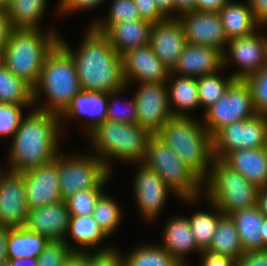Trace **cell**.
Segmentation results:
<instances>
[{
    "label": "cell",
    "mask_w": 267,
    "mask_h": 266,
    "mask_svg": "<svg viewBox=\"0 0 267 266\" xmlns=\"http://www.w3.org/2000/svg\"><path fill=\"white\" fill-rule=\"evenodd\" d=\"M59 44L72 56L83 91L108 93L127 86L123 58L103 33L89 25L76 52L61 37Z\"/></svg>",
    "instance_id": "obj_1"
},
{
    "label": "cell",
    "mask_w": 267,
    "mask_h": 266,
    "mask_svg": "<svg viewBox=\"0 0 267 266\" xmlns=\"http://www.w3.org/2000/svg\"><path fill=\"white\" fill-rule=\"evenodd\" d=\"M12 138L7 171L22 173L50 163L59 152L60 116L31 107Z\"/></svg>",
    "instance_id": "obj_2"
},
{
    "label": "cell",
    "mask_w": 267,
    "mask_h": 266,
    "mask_svg": "<svg viewBox=\"0 0 267 266\" xmlns=\"http://www.w3.org/2000/svg\"><path fill=\"white\" fill-rule=\"evenodd\" d=\"M180 157L202 181L210 171L213 160L212 136L200 119L172 116L155 133Z\"/></svg>",
    "instance_id": "obj_3"
},
{
    "label": "cell",
    "mask_w": 267,
    "mask_h": 266,
    "mask_svg": "<svg viewBox=\"0 0 267 266\" xmlns=\"http://www.w3.org/2000/svg\"><path fill=\"white\" fill-rule=\"evenodd\" d=\"M81 90L73 58L58 43L46 57L34 87V103L38 106L34 108L60 116ZM41 93L48 99L45 103L38 102ZM36 103H42V106Z\"/></svg>",
    "instance_id": "obj_4"
},
{
    "label": "cell",
    "mask_w": 267,
    "mask_h": 266,
    "mask_svg": "<svg viewBox=\"0 0 267 266\" xmlns=\"http://www.w3.org/2000/svg\"><path fill=\"white\" fill-rule=\"evenodd\" d=\"M59 38L56 30L13 29L0 60L15 76L34 88L43 63Z\"/></svg>",
    "instance_id": "obj_5"
},
{
    "label": "cell",
    "mask_w": 267,
    "mask_h": 266,
    "mask_svg": "<svg viewBox=\"0 0 267 266\" xmlns=\"http://www.w3.org/2000/svg\"><path fill=\"white\" fill-rule=\"evenodd\" d=\"M150 135L147 129L138 124L117 123L106 119L88 133V138L91 139V148H94L92 153L112 171L109 160L143 163Z\"/></svg>",
    "instance_id": "obj_6"
},
{
    "label": "cell",
    "mask_w": 267,
    "mask_h": 266,
    "mask_svg": "<svg viewBox=\"0 0 267 266\" xmlns=\"http://www.w3.org/2000/svg\"><path fill=\"white\" fill-rule=\"evenodd\" d=\"M203 186L206 200L224 216L257 205L259 188L221 159L213 158Z\"/></svg>",
    "instance_id": "obj_7"
},
{
    "label": "cell",
    "mask_w": 267,
    "mask_h": 266,
    "mask_svg": "<svg viewBox=\"0 0 267 266\" xmlns=\"http://www.w3.org/2000/svg\"><path fill=\"white\" fill-rule=\"evenodd\" d=\"M143 163L155 171L182 201L198 202L203 192V181L156 134L148 138Z\"/></svg>",
    "instance_id": "obj_8"
},
{
    "label": "cell",
    "mask_w": 267,
    "mask_h": 266,
    "mask_svg": "<svg viewBox=\"0 0 267 266\" xmlns=\"http://www.w3.org/2000/svg\"><path fill=\"white\" fill-rule=\"evenodd\" d=\"M54 160L57 162L63 200L77 191L98 188L113 173L92 153L87 156L59 153Z\"/></svg>",
    "instance_id": "obj_9"
},
{
    "label": "cell",
    "mask_w": 267,
    "mask_h": 266,
    "mask_svg": "<svg viewBox=\"0 0 267 266\" xmlns=\"http://www.w3.org/2000/svg\"><path fill=\"white\" fill-rule=\"evenodd\" d=\"M204 111L201 121L211 136L226 125L256 115L250 87L242 79H235L224 95Z\"/></svg>",
    "instance_id": "obj_10"
},
{
    "label": "cell",
    "mask_w": 267,
    "mask_h": 266,
    "mask_svg": "<svg viewBox=\"0 0 267 266\" xmlns=\"http://www.w3.org/2000/svg\"><path fill=\"white\" fill-rule=\"evenodd\" d=\"M267 139V116L256 114L250 119L233 122L212 136L213 158L223 160L238 149L264 148Z\"/></svg>",
    "instance_id": "obj_11"
},
{
    "label": "cell",
    "mask_w": 267,
    "mask_h": 266,
    "mask_svg": "<svg viewBox=\"0 0 267 266\" xmlns=\"http://www.w3.org/2000/svg\"><path fill=\"white\" fill-rule=\"evenodd\" d=\"M134 93L137 124L155 134L173 115L166 82H143Z\"/></svg>",
    "instance_id": "obj_12"
},
{
    "label": "cell",
    "mask_w": 267,
    "mask_h": 266,
    "mask_svg": "<svg viewBox=\"0 0 267 266\" xmlns=\"http://www.w3.org/2000/svg\"><path fill=\"white\" fill-rule=\"evenodd\" d=\"M261 34L256 31L249 36L232 38L228 41L227 48L223 52V67L233 60L240 70L231 74L235 79L244 80L266 66L267 35ZM227 49L229 54L226 52Z\"/></svg>",
    "instance_id": "obj_13"
},
{
    "label": "cell",
    "mask_w": 267,
    "mask_h": 266,
    "mask_svg": "<svg viewBox=\"0 0 267 266\" xmlns=\"http://www.w3.org/2000/svg\"><path fill=\"white\" fill-rule=\"evenodd\" d=\"M139 165L134 179V194L138 211L146 221H154L159 216L163 206L166 203L168 194L175 192L162 180V178L144 163H135Z\"/></svg>",
    "instance_id": "obj_14"
},
{
    "label": "cell",
    "mask_w": 267,
    "mask_h": 266,
    "mask_svg": "<svg viewBox=\"0 0 267 266\" xmlns=\"http://www.w3.org/2000/svg\"><path fill=\"white\" fill-rule=\"evenodd\" d=\"M28 211L23 174L0 169V227L25 226Z\"/></svg>",
    "instance_id": "obj_15"
},
{
    "label": "cell",
    "mask_w": 267,
    "mask_h": 266,
    "mask_svg": "<svg viewBox=\"0 0 267 266\" xmlns=\"http://www.w3.org/2000/svg\"><path fill=\"white\" fill-rule=\"evenodd\" d=\"M28 209L64 201L55 160L22 172Z\"/></svg>",
    "instance_id": "obj_16"
},
{
    "label": "cell",
    "mask_w": 267,
    "mask_h": 266,
    "mask_svg": "<svg viewBox=\"0 0 267 266\" xmlns=\"http://www.w3.org/2000/svg\"><path fill=\"white\" fill-rule=\"evenodd\" d=\"M182 24L187 43L225 51L228 38L218 12L191 11L176 17Z\"/></svg>",
    "instance_id": "obj_17"
},
{
    "label": "cell",
    "mask_w": 267,
    "mask_h": 266,
    "mask_svg": "<svg viewBox=\"0 0 267 266\" xmlns=\"http://www.w3.org/2000/svg\"><path fill=\"white\" fill-rule=\"evenodd\" d=\"M122 58L127 86L134 81L137 83L167 82L169 78L170 69L158 59L149 44L128 50Z\"/></svg>",
    "instance_id": "obj_18"
},
{
    "label": "cell",
    "mask_w": 267,
    "mask_h": 266,
    "mask_svg": "<svg viewBox=\"0 0 267 266\" xmlns=\"http://www.w3.org/2000/svg\"><path fill=\"white\" fill-rule=\"evenodd\" d=\"M70 212L64 201L56 204H48L28 211L25 227L39 233L50 240H64L72 251L76 247L71 246L67 238Z\"/></svg>",
    "instance_id": "obj_19"
},
{
    "label": "cell",
    "mask_w": 267,
    "mask_h": 266,
    "mask_svg": "<svg viewBox=\"0 0 267 266\" xmlns=\"http://www.w3.org/2000/svg\"><path fill=\"white\" fill-rule=\"evenodd\" d=\"M223 68V51L212 46L187 43L170 73L198 78L220 72Z\"/></svg>",
    "instance_id": "obj_20"
},
{
    "label": "cell",
    "mask_w": 267,
    "mask_h": 266,
    "mask_svg": "<svg viewBox=\"0 0 267 266\" xmlns=\"http://www.w3.org/2000/svg\"><path fill=\"white\" fill-rule=\"evenodd\" d=\"M149 45L158 59L171 70L187 45L182 24L177 18L153 23Z\"/></svg>",
    "instance_id": "obj_21"
},
{
    "label": "cell",
    "mask_w": 267,
    "mask_h": 266,
    "mask_svg": "<svg viewBox=\"0 0 267 266\" xmlns=\"http://www.w3.org/2000/svg\"><path fill=\"white\" fill-rule=\"evenodd\" d=\"M103 33L119 55L149 44L153 24L147 20L125 21L117 24H91Z\"/></svg>",
    "instance_id": "obj_22"
},
{
    "label": "cell",
    "mask_w": 267,
    "mask_h": 266,
    "mask_svg": "<svg viewBox=\"0 0 267 266\" xmlns=\"http://www.w3.org/2000/svg\"><path fill=\"white\" fill-rule=\"evenodd\" d=\"M81 117L85 119H81V121L83 120V126H85L83 128L86 129L87 134L106 120L107 93L81 90L60 115V120L63 123L66 119L68 121L72 118L78 120Z\"/></svg>",
    "instance_id": "obj_23"
},
{
    "label": "cell",
    "mask_w": 267,
    "mask_h": 266,
    "mask_svg": "<svg viewBox=\"0 0 267 266\" xmlns=\"http://www.w3.org/2000/svg\"><path fill=\"white\" fill-rule=\"evenodd\" d=\"M163 243L160 244L182 266H188L184 258L192 252H202L197 246L191 226L186 216L169 218L163 232Z\"/></svg>",
    "instance_id": "obj_24"
},
{
    "label": "cell",
    "mask_w": 267,
    "mask_h": 266,
    "mask_svg": "<svg viewBox=\"0 0 267 266\" xmlns=\"http://www.w3.org/2000/svg\"><path fill=\"white\" fill-rule=\"evenodd\" d=\"M223 161L258 188L267 186V156L264 148L234 150Z\"/></svg>",
    "instance_id": "obj_25"
},
{
    "label": "cell",
    "mask_w": 267,
    "mask_h": 266,
    "mask_svg": "<svg viewBox=\"0 0 267 266\" xmlns=\"http://www.w3.org/2000/svg\"><path fill=\"white\" fill-rule=\"evenodd\" d=\"M228 40L246 37L259 29L261 25L255 20L253 12L246 2L228 1L218 11Z\"/></svg>",
    "instance_id": "obj_26"
},
{
    "label": "cell",
    "mask_w": 267,
    "mask_h": 266,
    "mask_svg": "<svg viewBox=\"0 0 267 266\" xmlns=\"http://www.w3.org/2000/svg\"><path fill=\"white\" fill-rule=\"evenodd\" d=\"M166 84L169 105L173 116L189 117L190 110L201 107L197 78L182 77L170 73Z\"/></svg>",
    "instance_id": "obj_27"
},
{
    "label": "cell",
    "mask_w": 267,
    "mask_h": 266,
    "mask_svg": "<svg viewBox=\"0 0 267 266\" xmlns=\"http://www.w3.org/2000/svg\"><path fill=\"white\" fill-rule=\"evenodd\" d=\"M234 222L244 252L263 250L262 224L264 216L257 205L228 215Z\"/></svg>",
    "instance_id": "obj_28"
},
{
    "label": "cell",
    "mask_w": 267,
    "mask_h": 266,
    "mask_svg": "<svg viewBox=\"0 0 267 266\" xmlns=\"http://www.w3.org/2000/svg\"><path fill=\"white\" fill-rule=\"evenodd\" d=\"M49 240L25 226L7 228V260L38 258Z\"/></svg>",
    "instance_id": "obj_29"
},
{
    "label": "cell",
    "mask_w": 267,
    "mask_h": 266,
    "mask_svg": "<svg viewBox=\"0 0 267 266\" xmlns=\"http://www.w3.org/2000/svg\"><path fill=\"white\" fill-rule=\"evenodd\" d=\"M67 234L78 244L76 251L89 252V248L96 251H105L113 249L109 247H101V242L108 237L100 228L92 215L89 216H70ZM100 246L101 249H97ZM88 248V249H87ZM87 249V250H86Z\"/></svg>",
    "instance_id": "obj_30"
},
{
    "label": "cell",
    "mask_w": 267,
    "mask_h": 266,
    "mask_svg": "<svg viewBox=\"0 0 267 266\" xmlns=\"http://www.w3.org/2000/svg\"><path fill=\"white\" fill-rule=\"evenodd\" d=\"M0 102L35 107L34 88L15 76L0 60Z\"/></svg>",
    "instance_id": "obj_31"
},
{
    "label": "cell",
    "mask_w": 267,
    "mask_h": 266,
    "mask_svg": "<svg viewBox=\"0 0 267 266\" xmlns=\"http://www.w3.org/2000/svg\"><path fill=\"white\" fill-rule=\"evenodd\" d=\"M47 0H11L7 7L13 29H40Z\"/></svg>",
    "instance_id": "obj_32"
},
{
    "label": "cell",
    "mask_w": 267,
    "mask_h": 266,
    "mask_svg": "<svg viewBox=\"0 0 267 266\" xmlns=\"http://www.w3.org/2000/svg\"><path fill=\"white\" fill-rule=\"evenodd\" d=\"M208 251L237 260L245 252L239 234L229 216H223L217 227Z\"/></svg>",
    "instance_id": "obj_33"
},
{
    "label": "cell",
    "mask_w": 267,
    "mask_h": 266,
    "mask_svg": "<svg viewBox=\"0 0 267 266\" xmlns=\"http://www.w3.org/2000/svg\"><path fill=\"white\" fill-rule=\"evenodd\" d=\"M144 245L133 249L127 256L121 254L122 266H182L161 245Z\"/></svg>",
    "instance_id": "obj_34"
},
{
    "label": "cell",
    "mask_w": 267,
    "mask_h": 266,
    "mask_svg": "<svg viewBox=\"0 0 267 266\" xmlns=\"http://www.w3.org/2000/svg\"><path fill=\"white\" fill-rule=\"evenodd\" d=\"M214 212L197 211L188 217L197 246L203 251L211 245L216 227L224 214L208 200Z\"/></svg>",
    "instance_id": "obj_35"
},
{
    "label": "cell",
    "mask_w": 267,
    "mask_h": 266,
    "mask_svg": "<svg viewBox=\"0 0 267 266\" xmlns=\"http://www.w3.org/2000/svg\"><path fill=\"white\" fill-rule=\"evenodd\" d=\"M103 193L97 200L92 216L104 233L109 236L116 232L122 221V210L115 199Z\"/></svg>",
    "instance_id": "obj_36"
},
{
    "label": "cell",
    "mask_w": 267,
    "mask_h": 266,
    "mask_svg": "<svg viewBox=\"0 0 267 266\" xmlns=\"http://www.w3.org/2000/svg\"><path fill=\"white\" fill-rule=\"evenodd\" d=\"M234 80L235 78L231 74L224 79L218 72L198 77L197 85L201 107L205 106L208 109L215 104Z\"/></svg>",
    "instance_id": "obj_37"
},
{
    "label": "cell",
    "mask_w": 267,
    "mask_h": 266,
    "mask_svg": "<svg viewBox=\"0 0 267 266\" xmlns=\"http://www.w3.org/2000/svg\"><path fill=\"white\" fill-rule=\"evenodd\" d=\"M109 180L110 176L98 188L80 190L64 199L70 216L92 215L97 200L104 193L102 189Z\"/></svg>",
    "instance_id": "obj_38"
},
{
    "label": "cell",
    "mask_w": 267,
    "mask_h": 266,
    "mask_svg": "<svg viewBox=\"0 0 267 266\" xmlns=\"http://www.w3.org/2000/svg\"><path fill=\"white\" fill-rule=\"evenodd\" d=\"M127 88L128 86L107 93V120L117 123L137 124V106L135 97L133 96L132 99L127 102L125 100L123 102L118 100L119 96H121L120 94L123 95ZM121 103L124 105L123 108L120 106Z\"/></svg>",
    "instance_id": "obj_39"
},
{
    "label": "cell",
    "mask_w": 267,
    "mask_h": 266,
    "mask_svg": "<svg viewBox=\"0 0 267 266\" xmlns=\"http://www.w3.org/2000/svg\"><path fill=\"white\" fill-rule=\"evenodd\" d=\"M249 85L256 114L267 116V66L245 79Z\"/></svg>",
    "instance_id": "obj_40"
},
{
    "label": "cell",
    "mask_w": 267,
    "mask_h": 266,
    "mask_svg": "<svg viewBox=\"0 0 267 266\" xmlns=\"http://www.w3.org/2000/svg\"><path fill=\"white\" fill-rule=\"evenodd\" d=\"M137 20H141V16L133 0H112L108 17L91 24H117Z\"/></svg>",
    "instance_id": "obj_41"
},
{
    "label": "cell",
    "mask_w": 267,
    "mask_h": 266,
    "mask_svg": "<svg viewBox=\"0 0 267 266\" xmlns=\"http://www.w3.org/2000/svg\"><path fill=\"white\" fill-rule=\"evenodd\" d=\"M30 106H23L17 104H8L0 102V136L13 138L19 128L20 122L24 117L22 108Z\"/></svg>",
    "instance_id": "obj_42"
},
{
    "label": "cell",
    "mask_w": 267,
    "mask_h": 266,
    "mask_svg": "<svg viewBox=\"0 0 267 266\" xmlns=\"http://www.w3.org/2000/svg\"><path fill=\"white\" fill-rule=\"evenodd\" d=\"M71 253L64 240H50L37 258L38 266H63Z\"/></svg>",
    "instance_id": "obj_43"
},
{
    "label": "cell",
    "mask_w": 267,
    "mask_h": 266,
    "mask_svg": "<svg viewBox=\"0 0 267 266\" xmlns=\"http://www.w3.org/2000/svg\"><path fill=\"white\" fill-rule=\"evenodd\" d=\"M91 253L88 252V266H122L121 253L115 248Z\"/></svg>",
    "instance_id": "obj_44"
},
{
    "label": "cell",
    "mask_w": 267,
    "mask_h": 266,
    "mask_svg": "<svg viewBox=\"0 0 267 266\" xmlns=\"http://www.w3.org/2000/svg\"><path fill=\"white\" fill-rule=\"evenodd\" d=\"M141 19L149 22L157 23L167 19V17L159 10L155 0H133Z\"/></svg>",
    "instance_id": "obj_45"
},
{
    "label": "cell",
    "mask_w": 267,
    "mask_h": 266,
    "mask_svg": "<svg viewBox=\"0 0 267 266\" xmlns=\"http://www.w3.org/2000/svg\"><path fill=\"white\" fill-rule=\"evenodd\" d=\"M105 0H60L58 4V14H71L77 13V11L81 10H88V9H93L94 7L99 6L104 3ZM66 13V14H65Z\"/></svg>",
    "instance_id": "obj_46"
},
{
    "label": "cell",
    "mask_w": 267,
    "mask_h": 266,
    "mask_svg": "<svg viewBox=\"0 0 267 266\" xmlns=\"http://www.w3.org/2000/svg\"><path fill=\"white\" fill-rule=\"evenodd\" d=\"M236 266H267V249L245 252L236 260Z\"/></svg>",
    "instance_id": "obj_47"
},
{
    "label": "cell",
    "mask_w": 267,
    "mask_h": 266,
    "mask_svg": "<svg viewBox=\"0 0 267 266\" xmlns=\"http://www.w3.org/2000/svg\"><path fill=\"white\" fill-rule=\"evenodd\" d=\"M200 256L202 259L199 266H236V260L208 250H203Z\"/></svg>",
    "instance_id": "obj_48"
},
{
    "label": "cell",
    "mask_w": 267,
    "mask_h": 266,
    "mask_svg": "<svg viewBox=\"0 0 267 266\" xmlns=\"http://www.w3.org/2000/svg\"><path fill=\"white\" fill-rule=\"evenodd\" d=\"M12 31L13 28L8 16L7 9L0 8V56L5 49Z\"/></svg>",
    "instance_id": "obj_49"
},
{
    "label": "cell",
    "mask_w": 267,
    "mask_h": 266,
    "mask_svg": "<svg viewBox=\"0 0 267 266\" xmlns=\"http://www.w3.org/2000/svg\"><path fill=\"white\" fill-rule=\"evenodd\" d=\"M253 12L255 20L263 26H267V0H247Z\"/></svg>",
    "instance_id": "obj_50"
},
{
    "label": "cell",
    "mask_w": 267,
    "mask_h": 266,
    "mask_svg": "<svg viewBox=\"0 0 267 266\" xmlns=\"http://www.w3.org/2000/svg\"><path fill=\"white\" fill-rule=\"evenodd\" d=\"M229 0H195V10L202 12H218Z\"/></svg>",
    "instance_id": "obj_51"
},
{
    "label": "cell",
    "mask_w": 267,
    "mask_h": 266,
    "mask_svg": "<svg viewBox=\"0 0 267 266\" xmlns=\"http://www.w3.org/2000/svg\"><path fill=\"white\" fill-rule=\"evenodd\" d=\"M63 266H88V251H72L64 261Z\"/></svg>",
    "instance_id": "obj_52"
},
{
    "label": "cell",
    "mask_w": 267,
    "mask_h": 266,
    "mask_svg": "<svg viewBox=\"0 0 267 266\" xmlns=\"http://www.w3.org/2000/svg\"><path fill=\"white\" fill-rule=\"evenodd\" d=\"M195 10V0H174V13L175 18L185 12H191Z\"/></svg>",
    "instance_id": "obj_53"
},
{
    "label": "cell",
    "mask_w": 267,
    "mask_h": 266,
    "mask_svg": "<svg viewBox=\"0 0 267 266\" xmlns=\"http://www.w3.org/2000/svg\"><path fill=\"white\" fill-rule=\"evenodd\" d=\"M159 10L167 18H175L174 14V0H155ZM173 14V15H172Z\"/></svg>",
    "instance_id": "obj_54"
},
{
    "label": "cell",
    "mask_w": 267,
    "mask_h": 266,
    "mask_svg": "<svg viewBox=\"0 0 267 266\" xmlns=\"http://www.w3.org/2000/svg\"><path fill=\"white\" fill-rule=\"evenodd\" d=\"M257 207L261 214L267 218V186L264 188H259L257 197Z\"/></svg>",
    "instance_id": "obj_55"
},
{
    "label": "cell",
    "mask_w": 267,
    "mask_h": 266,
    "mask_svg": "<svg viewBox=\"0 0 267 266\" xmlns=\"http://www.w3.org/2000/svg\"><path fill=\"white\" fill-rule=\"evenodd\" d=\"M7 228L0 227V263L7 260Z\"/></svg>",
    "instance_id": "obj_56"
},
{
    "label": "cell",
    "mask_w": 267,
    "mask_h": 266,
    "mask_svg": "<svg viewBox=\"0 0 267 266\" xmlns=\"http://www.w3.org/2000/svg\"><path fill=\"white\" fill-rule=\"evenodd\" d=\"M10 266H38L37 258L10 259Z\"/></svg>",
    "instance_id": "obj_57"
},
{
    "label": "cell",
    "mask_w": 267,
    "mask_h": 266,
    "mask_svg": "<svg viewBox=\"0 0 267 266\" xmlns=\"http://www.w3.org/2000/svg\"><path fill=\"white\" fill-rule=\"evenodd\" d=\"M263 230L261 232L263 237V250L267 249V218H264V222L262 224Z\"/></svg>",
    "instance_id": "obj_58"
},
{
    "label": "cell",
    "mask_w": 267,
    "mask_h": 266,
    "mask_svg": "<svg viewBox=\"0 0 267 266\" xmlns=\"http://www.w3.org/2000/svg\"><path fill=\"white\" fill-rule=\"evenodd\" d=\"M11 0H0V8L7 9L8 4Z\"/></svg>",
    "instance_id": "obj_59"
},
{
    "label": "cell",
    "mask_w": 267,
    "mask_h": 266,
    "mask_svg": "<svg viewBox=\"0 0 267 266\" xmlns=\"http://www.w3.org/2000/svg\"><path fill=\"white\" fill-rule=\"evenodd\" d=\"M0 266H10V265H9L8 261H6V262H3V263H0Z\"/></svg>",
    "instance_id": "obj_60"
},
{
    "label": "cell",
    "mask_w": 267,
    "mask_h": 266,
    "mask_svg": "<svg viewBox=\"0 0 267 266\" xmlns=\"http://www.w3.org/2000/svg\"><path fill=\"white\" fill-rule=\"evenodd\" d=\"M264 150H265V153H266V156H267V139H266V143L264 145Z\"/></svg>",
    "instance_id": "obj_61"
}]
</instances>
